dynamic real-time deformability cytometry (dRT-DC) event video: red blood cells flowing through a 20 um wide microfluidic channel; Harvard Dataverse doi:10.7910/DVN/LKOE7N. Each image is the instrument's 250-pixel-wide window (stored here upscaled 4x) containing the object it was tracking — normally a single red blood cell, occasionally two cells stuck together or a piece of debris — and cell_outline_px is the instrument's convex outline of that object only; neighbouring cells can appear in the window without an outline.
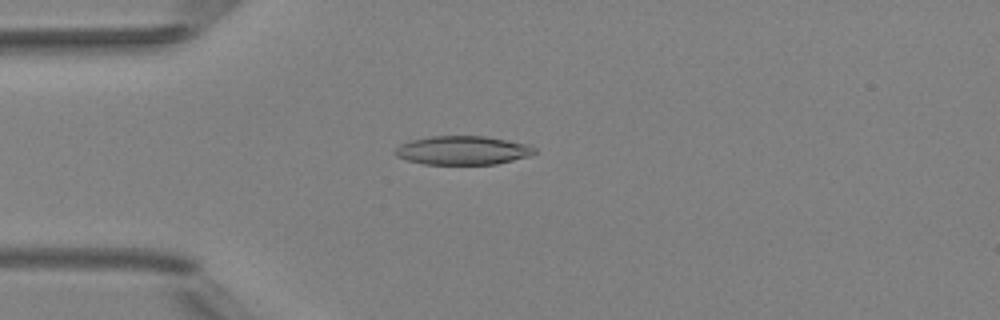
{"species": "Egyptian fruit bat (a non-hibernating species)", "species_latin": "Rousettus aegyptiacus", "temperature_condition": "room temperature", "stored_images_in_passage": 5, "camera_frame_rate_fps": 3000, "um_per_image_px": 0.085, "animal": {"sex": "female"}, "frame": {"image": 1, "passage_image": 4, "time_ms": 3.333, "image_size_px": [1000, 320], "cell_outline_px": [[536, 152], [528, 156], [496, 164], [424, 164], [408, 160], [396, 156], [392, 152], [400, 144], [412, 140], [432, 136], [488, 136], [528, 144], [536, 148]], "centroid_in_image_um": [39.33, 12.77], "position_along_channel_um": 45.7, "area_um2": 23.35}}